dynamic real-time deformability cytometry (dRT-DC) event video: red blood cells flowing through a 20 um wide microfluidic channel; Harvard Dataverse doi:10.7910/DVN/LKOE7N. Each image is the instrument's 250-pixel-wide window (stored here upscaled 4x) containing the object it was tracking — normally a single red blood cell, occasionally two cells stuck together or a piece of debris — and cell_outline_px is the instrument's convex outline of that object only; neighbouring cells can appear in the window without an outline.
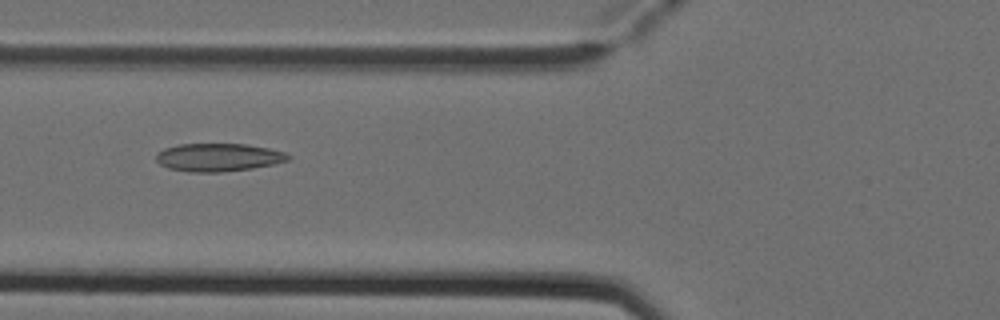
{"species": "Egyptian fruit bat (a non-hibernating species)", "species_latin": "Rousettus aegyptiacus", "temperature_condition": "cold", "stored_images_in_passage": 8, "camera_frame_rate_fps": 3000, "um_per_image_px": 0.085, "animal": {"sex": "female"}, "frame": {"image": 1, "passage_image": 6, "time_ms": 1.667, "image_size_px": [1000, 320], "cell_outline_px": [[292, 156], [288, 160], [272, 164], [252, 168], [224, 172], [188, 172], [168, 168], [160, 164], [156, 160], [156, 152], [164, 148], [180, 144], [244, 144], [268, 148], [284, 152]], "centroid_in_image_um": [18.53, 13.38], "position_along_channel_um": 107.3, "area_um2": 21.56}}
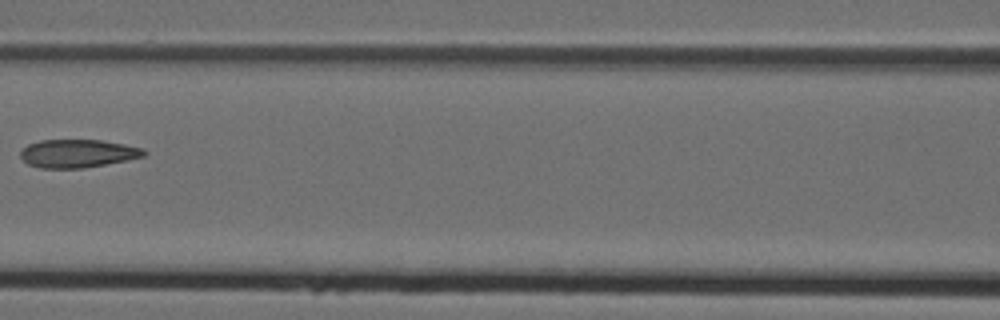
{"frame": {"image": 2, "passage_image": 7, "time_ms": 2.0, "image_size_px": [1000, 320], "cell_outline_px": [[148, 152], [144, 156], [128, 160], [84, 168], [40, 168], [28, 164], [20, 156], [20, 152], [28, 144], [40, 140], [100, 140], [124, 144], [144, 148]], "centroid_in_image_um": [6.63, 13.04], "position_along_channel_um": 160.0, "area_um2": 20.29}}
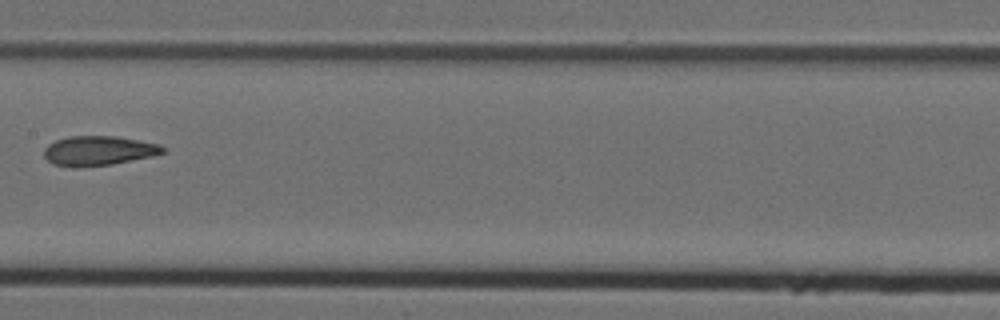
{"frame": {"image": 3, "passage_image": 8, "time_ms": 2.333, "image_size_px": [1000, 320], "cell_outline_px": [[164, 152], [152, 156], [112, 164], [80, 168], [52, 164], [44, 156], [44, 148], [48, 144], [56, 140], [68, 136], [116, 136], [160, 144], [164, 148]], "centroid_in_image_um": [8.34, 12.81], "position_along_channel_um": 199.1, "area_um2": 20.52}}